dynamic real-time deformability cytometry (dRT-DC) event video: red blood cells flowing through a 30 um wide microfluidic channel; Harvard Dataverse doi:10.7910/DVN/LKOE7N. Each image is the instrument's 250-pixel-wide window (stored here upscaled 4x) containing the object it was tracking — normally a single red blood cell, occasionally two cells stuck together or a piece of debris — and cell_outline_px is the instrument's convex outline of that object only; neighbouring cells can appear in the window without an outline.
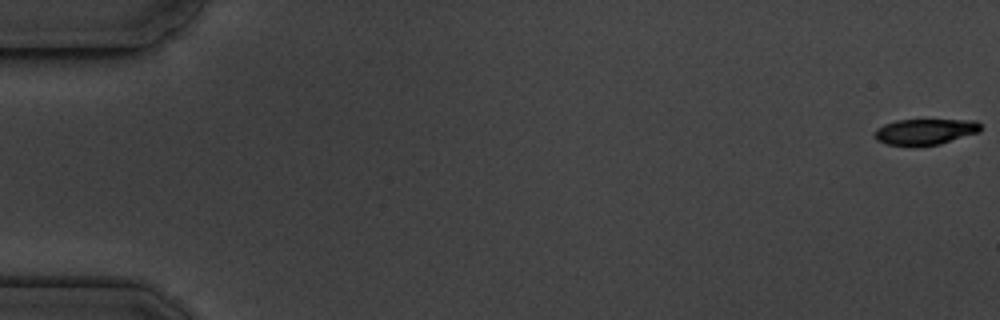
{"species": "common noctule bat (a hibernating species)", "species_latin": "Nyctalus noctula", "temperature_condition": "cold", "stored_images_in_passage": 5, "camera_frame_rate_fps": 3000, "um_per_image_px": 0.085, "animal": {"sex": "male", "body_mass_g": 19.5, "forearm_length_mm": 54.6}, "frame": {"image": 1, "passage_image": 1, "time_ms": 0.0, "image_size_px": [1000, 320], "cell_outline_px": [[980, 132], [940, 144], [888, 144], [876, 140], [872, 132], [876, 128], [884, 124], [896, 120], [976, 120], [980, 124]], "centroid_in_image_um": [78.62, 11.17], "position_along_channel_um": 6.4, "area_um2": 15.72}}
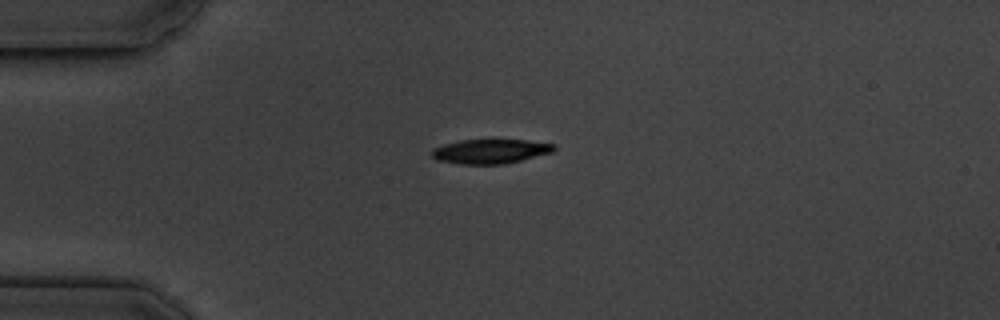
{"frame": {"image": 2, "passage_image": 5, "time_ms": 4.667, "image_size_px": [1000, 320], "cell_outline_px": [[556, 148], [552, 152], [504, 164], [456, 164], [436, 160], [432, 156], [432, 148], [444, 144], [460, 140], [528, 140], [556, 144]], "centroid_in_image_um": [41.66, 12.86], "position_along_channel_um": 43.3, "area_um2": 17.4}}